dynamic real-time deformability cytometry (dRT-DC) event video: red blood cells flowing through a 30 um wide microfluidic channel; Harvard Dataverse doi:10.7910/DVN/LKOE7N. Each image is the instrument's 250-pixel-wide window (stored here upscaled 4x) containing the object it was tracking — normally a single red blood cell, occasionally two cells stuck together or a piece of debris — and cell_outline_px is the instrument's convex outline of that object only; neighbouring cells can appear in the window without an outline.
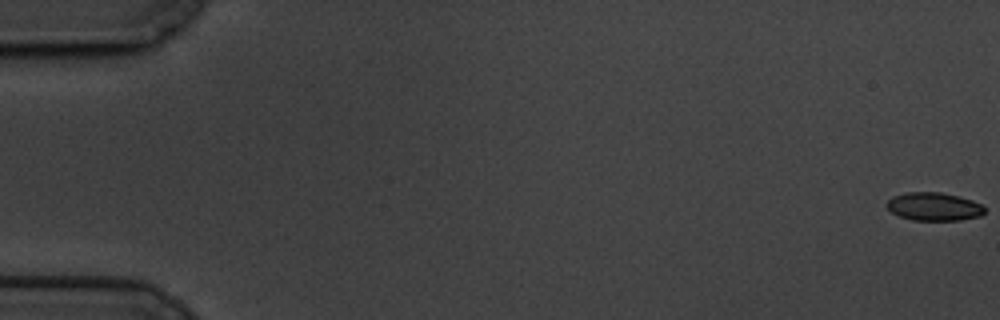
{"species": "common noctule bat (a hibernating species)", "species_latin": "Nyctalus noctula", "temperature_condition": "cold", "stored_images_in_passage": 61, "camera_frame_rate_fps": 3000, "um_per_image_px": 0.085, "animal": {"sex": "male", "body_mass_g": 19.5, "forearm_length_mm": 54.6}, "frame": {"image": 1, "passage_image": 1, "time_ms": 0.0, "image_size_px": [1000, 320], "cell_outline_px": [[984, 212], [980, 216], [960, 220], [912, 220], [900, 216], [892, 212], [884, 204], [892, 196], [904, 192], [940, 192], [960, 196], [972, 200], [980, 204], [984, 208]], "centroid_in_image_um": [79.35, 17.55], "position_along_channel_um": 5.6, "area_um2": 16.13}}
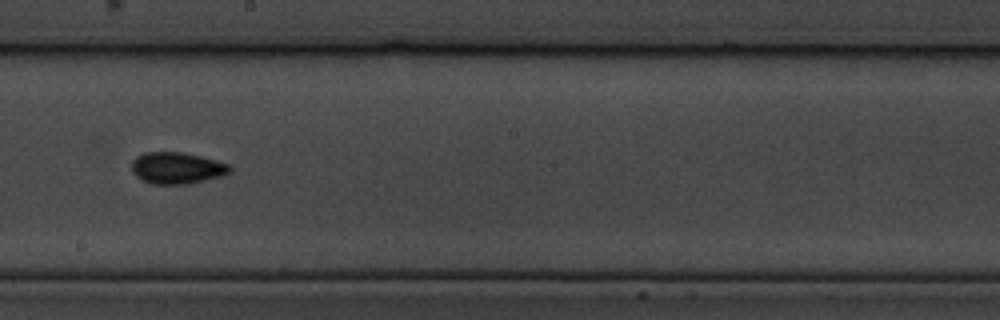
{"frame": {"image": 2, "passage_image": 35, "time_ms": 11.333, "image_size_px": [1000, 320], "cell_outline_px": [[232, 168], [228, 172], [220, 176], [188, 184], [152, 184], [140, 180], [132, 172], [132, 160], [136, 156], [144, 152], [184, 152], [216, 160], [228, 164]], "centroid_in_image_um": [14.98, 14.28], "position_along_channel_um": 233.2, "area_um2": 18.09}}
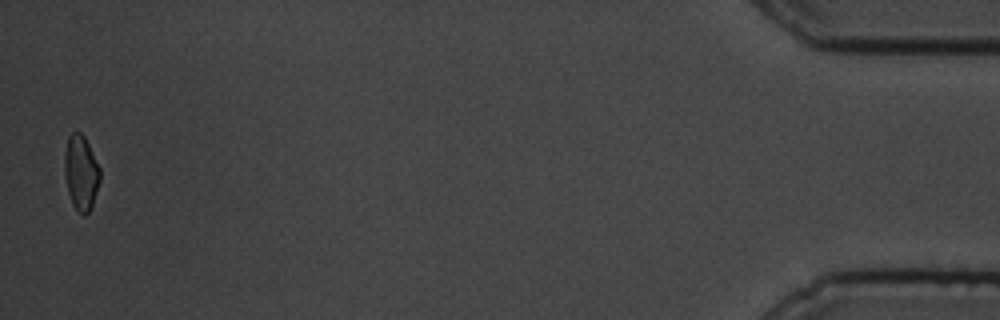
{"frame": {"image": 3, "passage_image": 60, "time_ms": 19.667, "image_size_px": [1000, 320], "cell_outline_px": [[100, 180], [92, 204], [88, 212], [84, 216], [72, 204], [68, 192], [64, 176], [64, 152], [68, 136], [72, 132], [80, 132], [84, 136], [100, 168]], "centroid_in_image_um": [6.86, 14.65], "position_along_channel_um": 428.3, "area_um2": 15.43}, "authors_computed_cell_mechanics": {"area_um2": 16.762, "velocity_mm_per_s": 3.3847, "shape_relaxation_time_tau1_ms": 3.0851, "shape_relaxation_time_tau2_ms": 2.1834, "deformation_change_tau1": 0.1015, "deformation_change_tau2": 0.0828}}